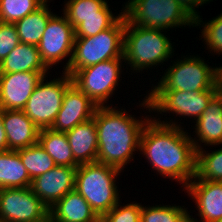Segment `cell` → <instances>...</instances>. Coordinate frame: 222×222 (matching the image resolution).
Instances as JSON below:
<instances>
[{"label": "cell", "instance_id": "8992f818", "mask_svg": "<svg viewBox=\"0 0 222 222\" xmlns=\"http://www.w3.org/2000/svg\"><path fill=\"white\" fill-rule=\"evenodd\" d=\"M190 56V57H189ZM183 56L169 65L157 85L151 91L198 92L219 88V67L209 66L204 58L196 55ZM184 58V59H183Z\"/></svg>", "mask_w": 222, "mask_h": 222}, {"label": "cell", "instance_id": "ba28073f", "mask_svg": "<svg viewBox=\"0 0 222 222\" xmlns=\"http://www.w3.org/2000/svg\"><path fill=\"white\" fill-rule=\"evenodd\" d=\"M62 72L61 78L50 81L46 80L48 76L43 77L23 109L39 130L51 128L61 109L66 89L73 83L72 77Z\"/></svg>", "mask_w": 222, "mask_h": 222}, {"label": "cell", "instance_id": "74e56055", "mask_svg": "<svg viewBox=\"0 0 222 222\" xmlns=\"http://www.w3.org/2000/svg\"><path fill=\"white\" fill-rule=\"evenodd\" d=\"M89 222H102L101 217L98 216L96 219L89 221Z\"/></svg>", "mask_w": 222, "mask_h": 222}, {"label": "cell", "instance_id": "e0dca14e", "mask_svg": "<svg viewBox=\"0 0 222 222\" xmlns=\"http://www.w3.org/2000/svg\"><path fill=\"white\" fill-rule=\"evenodd\" d=\"M195 132L197 136L191 137L196 151L204 145L215 146L222 144V92L219 91L210 101L209 105L195 121ZM198 138V139H197ZM200 141V142H199ZM199 143V144H198Z\"/></svg>", "mask_w": 222, "mask_h": 222}, {"label": "cell", "instance_id": "1f68e13d", "mask_svg": "<svg viewBox=\"0 0 222 222\" xmlns=\"http://www.w3.org/2000/svg\"><path fill=\"white\" fill-rule=\"evenodd\" d=\"M120 17H91L80 18V24L74 29L75 38L95 36L110 28Z\"/></svg>", "mask_w": 222, "mask_h": 222}, {"label": "cell", "instance_id": "9a60e30c", "mask_svg": "<svg viewBox=\"0 0 222 222\" xmlns=\"http://www.w3.org/2000/svg\"><path fill=\"white\" fill-rule=\"evenodd\" d=\"M97 107L87 95L72 83L66 89L61 109L51 129L66 133L76 125L91 119Z\"/></svg>", "mask_w": 222, "mask_h": 222}, {"label": "cell", "instance_id": "ac0fdd59", "mask_svg": "<svg viewBox=\"0 0 222 222\" xmlns=\"http://www.w3.org/2000/svg\"><path fill=\"white\" fill-rule=\"evenodd\" d=\"M2 122L9 150H18L38 143L40 130L23 110L2 109Z\"/></svg>", "mask_w": 222, "mask_h": 222}, {"label": "cell", "instance_id": "9c48e42d", "mask_svg": "<svg viewBox=\"0 0 222 222\" xmlns=\"http://www.w3.org/2000/svg\"><path fill=\"white\" fill-rule=\"evenodd\" d=\"M122 61L124 58H115L77 70L71 76L73 84L96 106H107L121 81Z\"/></svg>", "mask_w": 222, "mask_h": 222}, {"label": "cell", "instance_id": "484cf974", "mask_svg": "<svg viewBox=\"0 0 222 222\" xmlns=\"http://www.w3.org/2000/svg\"><path fill=\"white\" fill-rule=\"evenodd\" d=\"M31 180L56 166L54 160L39 143L16 150Z\"/></svg>", "mask_w": 222, "mask_h": 222}, {"label": "cell", "instance_id": "277c9868", "mask_svg": "<svg viewBox=\"0 0 222 222\" xmlns=\"http://www.w3.org/2000/svg\"><path fill=\"white\" fill-rule=\"evenodd\" d=\"M122 171L100 162L80 164L75 190L90 204L97 216L108 213L119 201L116 178Z\"/></svg>", "mask_w": 222, "mask_h": 222}, {"label": "cell", "instance_id": "f546056e", "mask_svg": "<svg viewBox=\"0 0 222 222\" xmlns=\"http://www.w3.org/2000/svg\"><path fill=\"white\" fill-rule=\"evenodd\" d=\"M199 15L195 19V27L202 25L204 27L201 30V39L205 41L207 50L211 53L222 54V13L216 17H213L212 20L205 23L201 20ZM202 22V23H201ZM211 49V50H210Z\"/></svg>", "mask_w": 222, "mask_h": 222}, {"label": "cell", "instance_id": "4316f807", "mask_svg": "<svg viewBox=\"0 0 222 222\" xmlns=\"http://www.w3.org/2000/svg\"><path fill=\"white\" fill-rule=\"evenodd\" d=\"M184 206L155 205L141 208V222H199Z\"/></svg>", "mask_w": 222, "mask_h": 222}, {"label": "cell", "instance_id": "4fadbf2b", "mask_svg": "<svg viewBox=\"0 0 222 222\" xmlns=\"http://www.w3.org/2000/svg\"><path fill=\"white\" fill-rule=\"evenodd\" d=\"M49 72L0 73V109L23 110L32 92Z\"/></svg>", "mask_w": 222, "mask_h": 222}, {"label": "cell", "instance_id": "cb8c5ba5", "mask_svg": "<svg viewBox=\"0 0 222 222\" xmlns=\"http://www.w3.org/2000/svg\"><path fill=\"white\" fill-rule=\"evenodd\" d=\"M52 15L49 5L43 4L36 11L16 21L14 24L20 43L37 46Z\"/></svg>", "mask_w": 222, "mask_h": 222}, {"label": "cell", "instance_id": "e575fe53", "mask_svg": "<svg viewBox=\"0 0 222 222\" xmlns=\"http://www.w3.org/2000/svg\"><path fill=\"white\" fill-rule=\"evenodd\" d=\"M8 150V141L2 122V109H0V153Z\"/></svg>", "mask_w": 222, "mask_h": 222}, {"label": "cell", "instance_id": "4dcf8cb0", "mask_svg": "<svg viewBox=\"0 0 222 222\" xmlns=\"http://www.w3.org/2000/svg\"><path fill=\"white\" fill-rule=\"evenodd\" d=\"M119 201L108 213L100 216L102 222H141V203L120 204Z\"/></svg>", "mask_w": 222, "mask_h": 222}, {"label": "cell", "instance_id": "d6a6232c", "mask_svg": "<svg viewBox=\"0 0 222 222\" xmlns=\"http://www.w3.org/2000/svg\"><path fill=\"white\" fill-rule=\"evenodd\" d=\"M18 44L20 40L15 24L0 22V63Z\"/></svg>", "mask_w": 222, "mask_h": 222}, {"label": "cell", "instance_id": "603a6c76", "mask_svg": "<svg viewBox=\"0 0 222 222\" xmlns=\"http://www.w3.org/2000/svg\"><path fill=\"white\" fill-rule=\"evenodd\" d=\"M30 179L20 155L16 150L0 153V189L2 188H27Z\"/></svg>", "mask_w": 222, "mask_h": 222}, {"label": "cell", "instance_id": "2e32d148", "mask_svg": "<svg viewBox=\"0 0 222 222\" xmlns=\"http://www.w3.org/2000/svg\"><path fill=\"white\" fill-rule=\"evenodd\" d=\"M183 190L195 201L199 220L214 222L222 219V182L191 180Z\"/></svg>", "mask_w": 222, "mask_h": 222}, {"label": "cell", "instance_id": "7c38bea8", "mask_svg": "<svg viewBox=\"0 0 222 222\" xmlns=\"http://www.w3.org/2000/svg\"><path fill=\"white\" fill-rule=\"evenodd\" d=\"M49 208L30 187L0 189V219L3 222H40Z\"/></svg>", "mask_w": 222, "mask_h": 222}, {"label": "cell", "instance_id": "3957f363", "mask_svg": "<svg viewBox=\"0 0 222 222\" xmlns=\"http://www.w3.org/2000/svg\"><path fill=\"white\" fill-rule=\"evenodd\" d=\"M166 32L132 25L126 20L123 56L124 62L131 67L133 73L160 66L172 58L174 48Z\"/></svg>", "mask_w": 222, "mask_h": 222}, {"label": "cell", "instance_id": "8fae6325", "mask_svg": "<svg viewBox=\"0 0 222 222\" xmlns=\"http://www.w3.org/2000/svg\"><path fill=\"white\" fill-rule=\"evenodd\" d=\"M75 39V30L66 16L53 14L37 45L40 57L45 66L50 70L53 65L59 64L65 58H69L64 65V72L70 64Z\"/></svg>", "mask_w": 222, "mask_h": 222}, {"label": "cell", "instance_id": "f35d334b", "mask_svg": "<svg viewBox=\"0 0 222 222\" xmlns=\"http://www.w3.org/2000/svg\"><path fill=\"white\" fill-rule=\"evenodd\" d=\"M41 1L43 4H47L48 2H50L49 0H39Z\"/></svg>", "mask_w": 222, "mask_h": 222}, {"label": "cell", "instance_id": "d6986e66", "mask_svg": "<svg viewBox=\"0 0 222 222\" xmlns=\"http://www.w3.org/2000/svg\"><path fill=\"white\" fill-rule=\"evenodd\" d=\"M74 160L80 164L97 161L98 136L94 117L66 132Z\"/></svg>", "mask_w": 222, "mask_h": 222}, {"label": "cell", "instance_id": "ab89813d", "mask_svg": "<svg viewBox=\"0 0 222 222\" xmlns=\"http://www.w3.org/2000/svg\"><path fill=\"white\" fill-rule=\"evenodd\" d=\"M214 222H222V219H220V220H216V221H214Z\"/></svg>", "mask_w": 222, "mask_h": 222}, {"label": "cell", "instance_id": "836d02e7", "mask_svg": "<svg viewBox=\"0 0 222 222\" xmlns=\"http://www.w3.org/2000/svg\"><path fill=\"white\" fill-rule=\"evenodd\" d=\"M181 3V5L186 9V11L196 19L199 15V12L196 11V8L202 6L204 4H209L210 1L213 0H177Z\"/></svg>", "mask_w": 222, "mask_h": 222}, {"label": "cell", "instance_id": "83f0119b", "mask_svg": "<svg viewBox=\"0 0 222 222\" xmlns=\"http://www.w3.org/2000/svg\"><path fill=\"white\" fill-rule=\"evenodd\" d=\"M192 180L222 182V148L207 152L197 150L196 176Z\"/></svg>", "mask_w": 222, "mask_h": 222}, {"label": "cell", "instance_id": "7402d4cb", "mask_svg": "<svg viewBox=\"0 0 222 222\" xmlns=\"http://www.w3.org/2000/svg\"><path fill=\"white\" fill-rule=\"evenodd\" d=\"M38 143L54 160L56 165L78 167L74 160L66 133L54 131L51 128L41 129Z\"/></svg>", "mask_w": 222, "mask_h": 222}, {"label": "cell", "instance_id": "30bf717a", "mask_svg": "<svg viewBox=\"0 0 222 222\" xmlns=\"http://www.w3.org/2000/svg\"><path fill=\"white\" fill-rule=\"evenodd\" d=\"M220 89H208L198 92L175 91H150L144 97L139 106H143L149 112L173 113L196 121L209 105L211 99ZM163 112V113H162Z\"/></svg>", "mask_w": 222, "mask_h": 222}, {"label": "cell", "instance_id": "5b68a950", "mask_svg": "<svg viewBox=\"0 0 222 222\" xmlns=\"http://www.w3.org/2000/svg\"><path fill=\"white\" fill-rule=\"evenodd\" d=\"M124 14L106 30L95 36L75 38L70 64L66 71L72 76L77 70L115 58H124Z\"/></svg>", "mask_w": 222, "mask_h": 222}, {"label": "cell", "instance_id": "d590c367", "mask_svg": "<svg viewBox=\"0 0 222 222\" xmlns=\"http://www.w3.org/2000/svg\"><path fill=\"white\" fill-rule=\"evenodd\" d=\"M218 83H219L220 91L222 92V66L221 67L219 66V80H218Z\"/></svg>", "mask_w": 222, "mask_h": 222}, {"label": "cell", "instance_id": "ffe728a7", "mask_svg": "<svg viewBox=\"0 0 222 222\" xmlns=\"http://www.w3.org/2000/svg\"><path fill=\"white\" fill-rule=\"evenodd\" d=\"M55 222H89L98 216L90 204L74 189L49 209Z\"/></svg>", "mask_w": 222, "mask_h": 222}, {"label": "cell", "instance_id": "6da1fadb", "mask_svg": "<svg viewBox=\"0 0 222 222\" xmlns=\"http://www.w3.org/2000/svg\"><path fill=\"white\" fill-rule=\"evenodd\" d=\"M152 118L142 130L139 152L157 174L177 181L181 188H185L196 176L197 151L194 143L175 120L165 122Z\"/></svg>", "mask_w": 222, "mask_h": 222}, {"label": "cell", "instance_id": "f1b7e54d", "mask_svg": "<svg viewBox=\"0 0 222 222\" xmlns=\"http://www.w3.org/2000/svg\"><path fill=\"white\" fill-rule=\"evenodd\" d=\"M42 5L39 0H0V22L15 23Z\"/></svg>", "mask_w": 222, "mask_h": 222}, {"label": "cell", "instance_id": "d4e9b609", "mask_svg": "<svg viewBox=\"0 0 222 222\" xmlns=\"http://www.w3.org/2000/svg\"><path fill=\"white\" fill-rule=\"evenodd\" d=\"M107 0H68L64 4L63 13L75 29L80 24V18L91 17H121L123 10L114 15Z\"/></svg>", "mask_w": 222, "mask_h": 222}, {"label": "cell", "instance_id": "7a4b0ae2", "mask_svg": "<svg viewBox=\"0 0 222 222\" xmlns=\"http://www.w3.org/2000/svg\"><path fill=\"white\" fill-rule=\"evenodd\" d=\"M93 117L98 136L97 162L124 170L134 160V152L139 151L142 130L152 117L134 118L125 108H113L111 104L97 107Z\"/></svg>", "mask_w": 222, "mask_h": 222}, {"label": "cell", "instance_id": "44dd1931", "mask_svg": "<svg viewBox=\"0 0 222 222\" xmlns=\"http://www.w3.org/2000/svg\"><path fill=\"white\" fill-rule=\"evenodd\" d=\"M49 72L35 45L18 44L0 63V73Z\"/></svg>", "mask_w": 222, "mask_h": 222}, {"label": "cell", "instance_id": "52a82bcc", "mask_svg": "<svg viewBox=\"0 0 222 222\" xmlns=\"http://www.w3.org/2000/svg\"><path fill=\"white\" fill-rule=\"evenodd\" d=\"M122 9L126 20L136 26L168 31L195 26V19L177 0H128Z\"/></svg>", "mask_w": 222, "mask_h": 222}, {"label": "cell", "instance_id": "5bb4252c", "mask_svg": "<svg viewBox=\"0 0 222 222\" xmlns=\"http://www.w3.org/2000/svg\"><path fill=\"white\" fill-rule=\"evenodd\" d=\"M76 170L77 167L56 165L35 177L30 188L50 209L63 196L75 189Z\"/></svg>", "mask_w": 222, "mask_h": 222}, {"label": "cell", "instance_id": "8d00e7d4", "mask_svg": "<svg viewBox=\"0 0 222 222\" xmlns=\"http://www.w3.org/2000/svg\"><path fill=\"white\" fill-rule=\"evenodd\" d=\"M40 222H55L50 216H47L44 220Z\"/></svg>", "mask_w": 222, "mask_h": 222}]
</instances>
